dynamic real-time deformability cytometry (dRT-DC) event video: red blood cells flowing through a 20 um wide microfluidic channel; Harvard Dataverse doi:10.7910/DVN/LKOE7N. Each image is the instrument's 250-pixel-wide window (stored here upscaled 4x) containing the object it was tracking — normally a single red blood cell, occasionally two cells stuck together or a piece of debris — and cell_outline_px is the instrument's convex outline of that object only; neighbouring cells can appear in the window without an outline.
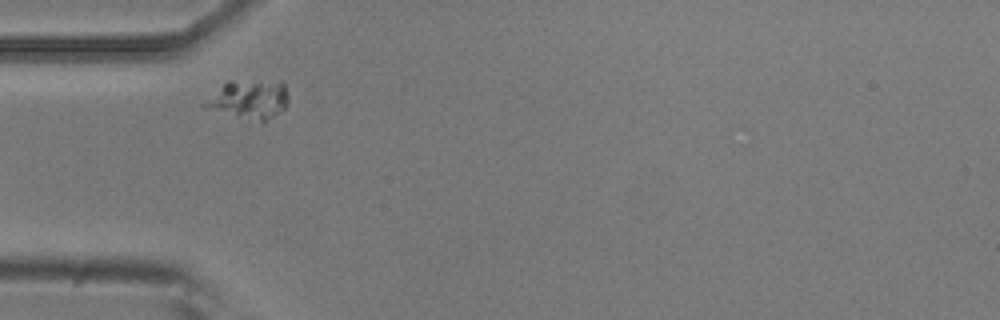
{"species": "common noctule bat (a hibernating species)", "species_latin": "Nyctalus noctula", "temperature_condition": "room temperature", "stored_images_in_passage": 2, "camera_frame_rate_fps": 3000, "um_per_image_px": 0.085, "animal": {"sex": "male", "body_mass_g": 20.5, "forearm_length_mm": 52.5}, "frame": {"image": 1, "passage_image": 1, "time_ms": 0.0, "image_size_px": [1000, 320], "cell_outline_px": [[288, 104], [284, 108], [272, 116], [264, 120], [260, 120], [236, 116], [204, 108], [200, 104], [228, 80], [280, 80], [284, 84], [288, 96]], "centroid_in_image_um": [21.15, 8.39], "position_along_channel_um": 63.8, "area_um2": 18.84}}
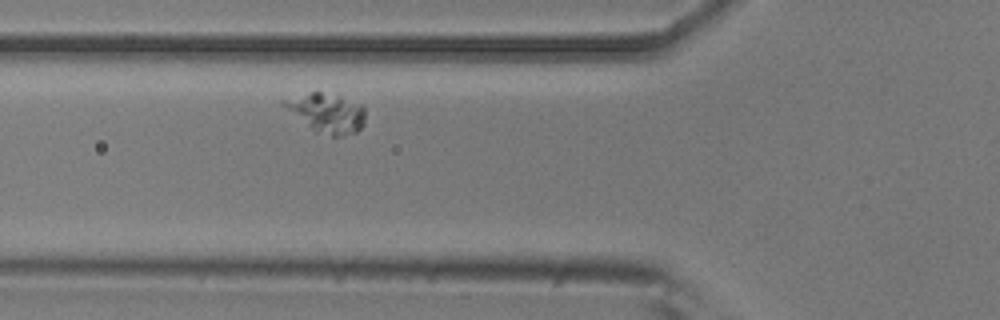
{"frame": {"image": 2, "passage_image": 2, "time_ms": 0.333, "image_size_px": [1000, 320], "cell_outline_px": [[364, 124], [356, 132], [344, 136], [332, 136], [316, 132], [280, 104], [280, 100], [312, 92], [320, 92], [340, 96], [364, 104]], "centroid_in_image_um": [27.79, 9.6], "position_along_channel_um": 98.0, "area_um2": 18.55}}